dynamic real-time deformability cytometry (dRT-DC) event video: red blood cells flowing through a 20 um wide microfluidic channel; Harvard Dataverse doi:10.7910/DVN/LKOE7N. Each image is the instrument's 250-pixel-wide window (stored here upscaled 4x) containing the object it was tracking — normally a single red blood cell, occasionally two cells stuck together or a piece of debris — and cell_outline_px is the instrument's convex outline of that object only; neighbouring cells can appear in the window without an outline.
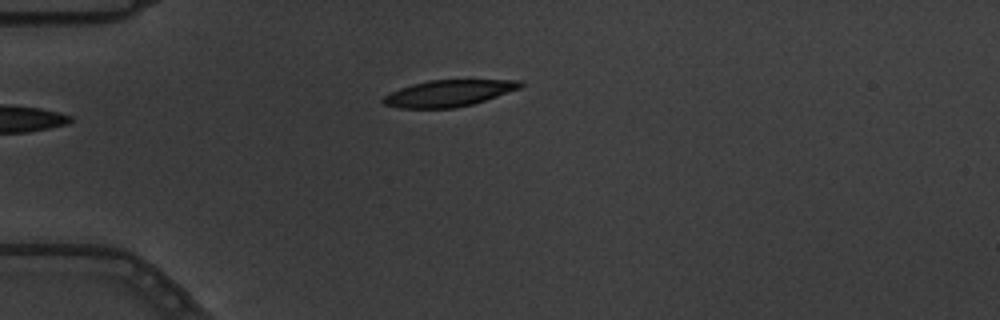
{"species": "common noctule bat (a hibernating species)", "species_latin": "Nyctalus noctula", "temperature_condition": "warm", "stored_images_in_passage": 5, "camera_frame_rate_fps": 3000, "um_per_image_px": 0.085, "animal": {"sex": "male", "body_mass_g": 19.5, "forearm_length_mm": 54.6}, "frame": {"image": 1, "passage_image": 1, "time_ms": 0.0, "image_size_px": [1000, 320], "cell_outline_px": [[524, 84], [520, 88], [472, 104], [456, 108], [400, 108], [384, 104], [380, 100], [384, 96], [400, 88], [412, 84], [428, 80], [524, 80]], "centroid_in_image_um": [38.12, 7.92], "position_along_channel_um": 46.9, "area_um2": 21.04}}